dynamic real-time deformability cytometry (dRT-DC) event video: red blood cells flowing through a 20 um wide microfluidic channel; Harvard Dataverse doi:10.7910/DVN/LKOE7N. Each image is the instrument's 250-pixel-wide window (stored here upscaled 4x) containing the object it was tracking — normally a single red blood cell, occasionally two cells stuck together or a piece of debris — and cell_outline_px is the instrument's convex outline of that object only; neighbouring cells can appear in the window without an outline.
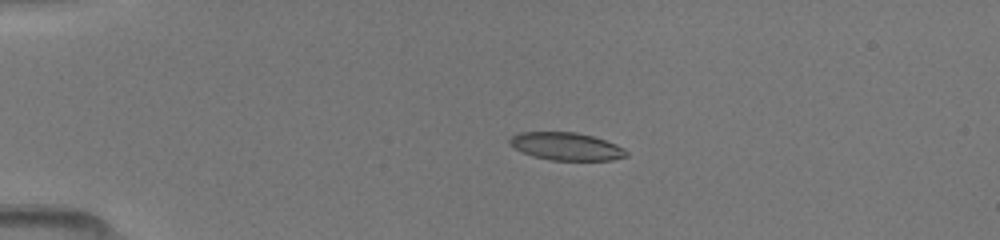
{"species": "common noctule bat (a hibernating species)", "species_latin": "Nyctalus noctula", "temperature_condition": "room temperature", "stored_images_in_passage": 13, "camera_frame_rate_fps": 3000, "um_per_image_px": 0.085, "animal": {"sex": "female", "body_mass_g": 19.5, "forearm_length_mm": 54.1}, "frame": {"image": 1, "passage_image": 8, "time_ms": 3.333, "image_size_px": [1000, 240], "cell_outline_px": [[628, 156], [612, 160], [548, 160], [532, 156], [520, 152], [508, 144], [508, 140], [512, 136], [520, 132], [576, 132], [592, 136], [616, 144], [624, 148], [628, 152]], "centroid_in_image_um": [48.1, 12.45], "position_along_channel_um": 36.9, "area_um2": 19.02}}
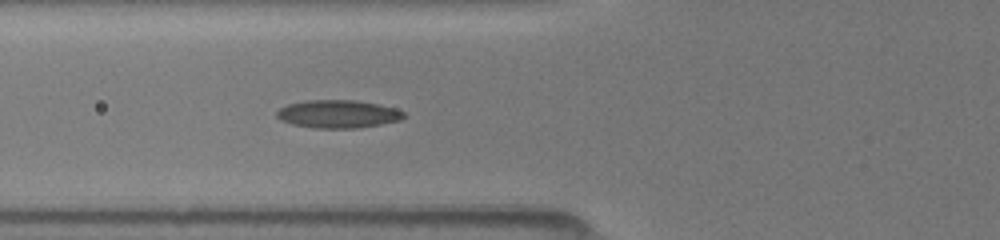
{"frame": {"image": 2, "passage_image": 13, "time_ms": 6.0, "image_size_px": [1000, 240], "cell_outline_px": [[408, 116], [400, 120], [380, 124], [356, 128], [312, 128], [292, 124], [280, 120], [276, 116], [276, 112], [280, 108], [288, 104], [308, 100], [356, 100], [396, 108], [404, 112]], "centroid_in_image_um": [28.73, 9.69], "position_along_channel_um": 97.1, "area_um2": 20.75}}